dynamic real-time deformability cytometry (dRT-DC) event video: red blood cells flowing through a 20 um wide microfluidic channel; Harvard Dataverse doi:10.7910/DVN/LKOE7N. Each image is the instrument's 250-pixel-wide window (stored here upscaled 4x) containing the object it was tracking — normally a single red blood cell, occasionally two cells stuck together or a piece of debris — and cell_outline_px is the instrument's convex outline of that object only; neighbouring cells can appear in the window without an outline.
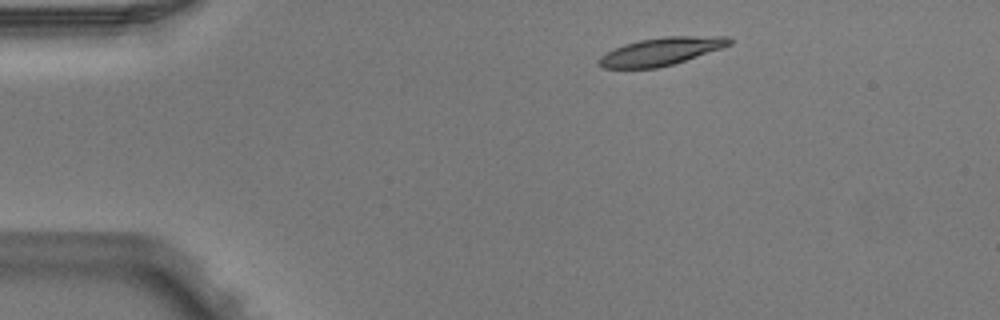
{"species": "Egyptian fruit bat (a non-hibernating species)", "species_latin": "Rousettus aegyptiacus", "temperature_condition": "warm", "stored_images_in_passage": 4, "camera_frame_rate_fps": 3000, "um_per_image_px": 0.085, "animal": {"sex": "male"}, "frame": {"image": 1, "passage_image": 1, "time_ms": 0.0, "image_size_px": [1000, 320], "cell_outline_px": [[732, 44], [672, 64], [656, 68], [604, 68], [596, 60], [600, 56], [624, 44], [640, 40], [664, 36], [728, 36], [732, 40]], "centroid_in_image_um": [56.18, 4.36], "position_along_channel_um": 28.8, "area_um2": 20.75}}
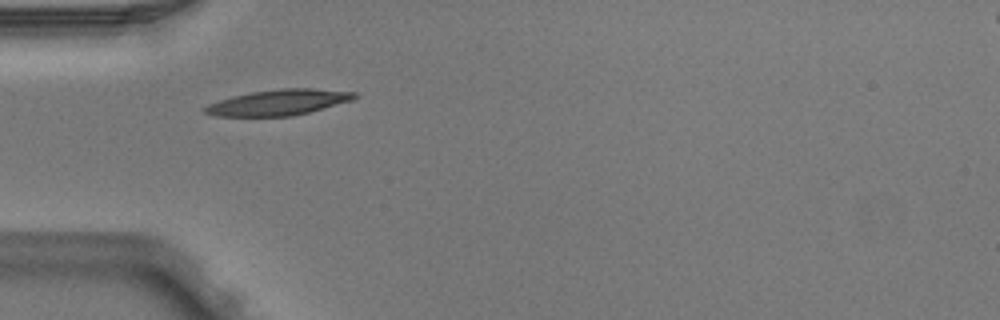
{"frame": {"image": 2, "passage_image": 3, "time_ms": 0.667, "image_size_px": [1000, 320], "cell_outline_px": [[360, 96], [352, 100], [308, 112], [292, 116], [216, 116], [204, 112], [200, 108], [208, 104], [232, 96], [252, 92], [280, 88], [312, 88], [356, 92]], "centroid_in_image_um": [23.66, 8.7], "position_along_channel_um": 61.3, "area_um2": 22.37}}
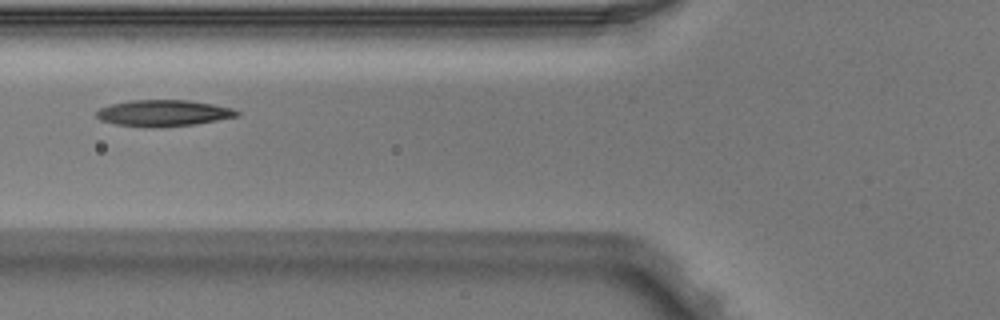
{"frame": {"image": 3, "passage_image": 4, "time_ms": 1.0, "image_size_px": [1000, 320], "cell_outline_px": [[240, 116], [196, 124], [160, 128], [144, 128], [116, 124], [100, 120], [96, 116], [96, 112], [100, 108], [112, 104], [128, 100], [188, 100], [212, 104], [232, 108], [240, 112]], "centroid_in_image_um": [13.89, 9.63], "position_along_channel_um": 111.9, "area_um2": 21.85}}